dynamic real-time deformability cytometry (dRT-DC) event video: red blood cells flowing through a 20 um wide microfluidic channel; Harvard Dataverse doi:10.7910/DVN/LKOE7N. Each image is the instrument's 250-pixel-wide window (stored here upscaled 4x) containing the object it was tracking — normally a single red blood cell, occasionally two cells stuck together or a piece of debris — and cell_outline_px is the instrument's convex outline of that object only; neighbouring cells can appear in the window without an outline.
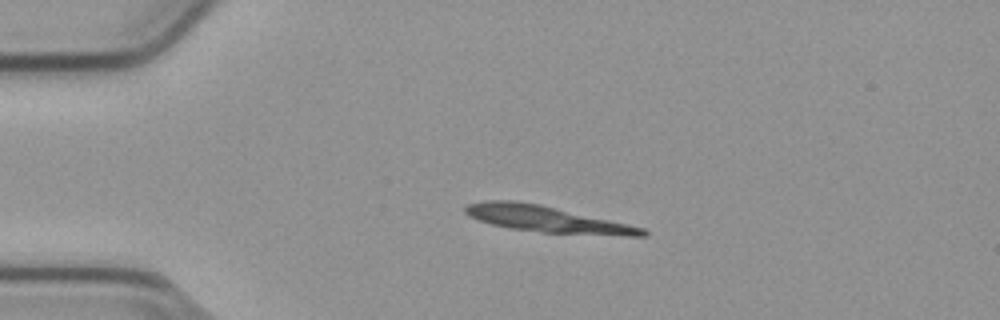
{"species": "common noctule bat (a hibernating species)", "species_latin": "Nyctalus noctula", "temperature_condition": "cold", "stored_images_in_passage": 6, "camera_frame_rate_fps": 3000, "um_per_image_px": 0.085, "animal": {"sex": "male", "body_mass_g": 23.1, "forearm_length_mm": 52.7}, "frame": {"image": 1, "passage_image": 1, "time_ms": 0.0, "image_size_px": [1000, 320], "cell_outline_px": [[648, 236], [628, 236], [544, 232], [508, 228], [492, 224], [468, 216], [464, 212], [464, 208], [468, 204], [488, 200], [512, 200], [540, 204], [628, 224], [644, 228], [648, 232]], "centroid_in_image_um": [46.48, 18.62], "position_along_channel_um": 38.5, "area_um2": 26.88}}